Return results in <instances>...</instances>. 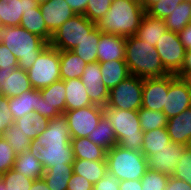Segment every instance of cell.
<instances>
[{
    "label": "cell",
    "instance_id": "obj_1",
    "mask_svg": "<svg viewBox=\"0 0 191 190\" xmlns=\"http://www.w3.org/2000/svg\"><path fill=\"white\" fill-rule=\"evenodd\" d=\"M145 13L139 0H112L96 27L104 34L130 37L136 35Z\"/></svg>",
    "mask_w": 191,
    "mask_h": 190
},
{
    "label": "cell",
    "instance_id": "obj_2",
    "mask_svg": "<svg viewBox=\"0 0 191 190\" xmlns=\"http://www.w3.org/2000/svg\"><path fill=\"white\" fill-rule=\"evenodd\" d=\"M125 62L130 75L141 78L166 76L165 70L155 46L144 42L136 35L125 37Z\"/></svg>",
    "mask_w": 191,
    "mask_h": 190
},
{
    "label": "cell",
    "instance_id": "obj_3",
    "mask_svg": "<svg viewBox=\"0 0 191 190\" xmlns=\"http://www.w3.org/2000/svg\"><path fill=\"white\" fill-rule=\"evenodd\" d=\"M0 43L17 58L18 67L28 71L39 54L49 45L43 38L26 29L15 26H0Z\"/></svg>",
    "mask_w": 191,
    "mask_h": 190
},
{
    "label": "cell",
    "instance_id": "obj_4",
    "mask_svg": "<svg viewBox=\"0 0 191 190\" xmlns=\"http://www.w3.org/2000/svg\"><path fill=\"white\" fill-rule=\"evenodd\" d=\"M103 112L111 123L117 144L141 151L144 132L140 126L138 110L111 109L105 106Z\"/></svg>",
    "mask_w": 191,
    "mask_h": 190
},
{
    "label": "cell",
    "instance_id": "obj_5",
    "mask_svg": "<svg viewBox=\"0 0 191 190\" xmlns=\"http://www.w3.org/2000/svg\"><path fill=\"white\" fill-rule=\"evenodd\" d=\"M107 170L120 181L141 180L147 171L144 154L139 150L114 145L106 153Z\"/></svg>",
    "mask_w": 191,
    "mask_h": 190
},
{
    "label": "cell",
    "instance_id": "obj_6",
    "mask_svg": "<svg viewBox=\"0 0 191 190\" xmlns=\"http://www.w3.org/2000/svg\"><path fill=\"white\" fill-rule=\"evenodd\" d=\"M96 27L85 15L76 14L63 23L53 34L49 45L59 51H70L88 37Z\"/></svg>",
    "mask_w": 191,
    "mask_h": 190
},
{
    "label": "cell",
    "instance_id": "obj_7",
    "mask_svg": "<svg viewBox=\"0 0 191 190\" xmlns=\"http://www.w3.org/2000/svg\"><path fill=\"white\" fill-rule=\"evenodd\" d=\"M33 89L40 90L61 79L60 51L48 45L27 71Z\"/></svg>",
    "mask_w": 191,
    "mask_h": 190
},
{
    "label": "cell",
    "instance_id": "obj_8",
    "mask_svg": "<svg viewBox=\"0 0 191 190\" xmlns=\"http://www.w3.org/2000/svg\"><path fill=\"white\" fill-rule=\"evenodd\" d=\"M144 79L130 75L109 91L106 107L120 110H139L142 107Z\"/></svg>",
    "mask_w": 191,
    "mask_h": 190
},
{
    "label": "cell",
    "instance_id": "obj_9",
    "mask_svg": "<svg viewBox=\"0 0 191 190\" xmlns=\"http://www.w3.org/2000/svg\"><path fill=\"white\" fill-rule=\"evenodd\" d=\"M103 108L94 104L80 109L65 111L63 115L68 121L71 138L88 137L104 116Z\"/></svg>",
    "mask_w": 191,
    "mask_h": 190
},
{
    "label": "cell",
    "instance_id": "obj_10",
    "mask_svg": "<svg viewBox=\"0 0 191 190\" xmlns=\"http://www.w3.org/2000/svg\"><path fill=\"white\" fill-rule=\"evenodd\" d=\"M155 47L165 70L169 74L176 75L183 65L186 53L178 33L172 31L164 33Z\"/></svg>",
    "mask_w": 191,
    "mask_h": 190
},
{
    "label": "cell",
    "instance_id": "obj_11",
    "mask_svg": "<svg viewBox=\"0 0 191 190\" xmlns=\"http://www.w3.org/2000/svg\"><path fill=\"white\" fill-rule=\"evenodd\" d=\"M41 99H38L37 113L49 120L64 114L66 89L64 80H58L50 86L40 89Z\"/></svg>",
    "mask_w": 191,
    "mask_h": 190
},
{
    "label": "cell",
    "instance_id": "obj_12",
    "mask_svg": "<svg viewBox=\"0 0 191 190\" xmlns=\"http://www.w3.org/2000/svg\"><path fill=\"white\" fill-rule=\"evenodd\" d=\"M29 151L40 161L46 170L54 165H72L74 153L71 145L42 147L36 139L31 140Z\"/></svg>",
    "mask_w": 191,
    "mask_h": 190
},
{
    "label": "cell",
    "instance_id": "obj_13",
    "mask_svg": "<svg viewBox=\"0 0 191 190\" xmlns=\"http://www.w3.org/2000/svg\"><path fill=\"white\" fill-rule=\"evenodd\" d=\"M191 107V90L175 74H170V86L163 113L167 119L179 115Z\"/></svg>",
    "mask_w": 191,
    "mask_h": 190
},
{
    "label": "cell",
    "instance_id": "obj_14",
    "mask_svg": "<svg viewBox=\"0 0 191 190\" xmlns=\"http://www.w3.org/2000/svg\"><path fill=\"white\" fill-rule=\"evenodd\" d=\"M186 149L187 146L175 144L171 141L167 144V147L160 150V152H154L145 157L147 168L172 176Z\"/></svg>",
    "mask_w": 191,
    "mask_h": 190
},
{
    "label": "cell",
    "instance_id": "obj_15",
    "mask_svg": "<svg viewBox=\"0 0 191 190\" xmlns=\"http://www.w3.org/2000/svg\"><path fill=\"white\" fill-rule=\"evenodd\" d=\"M102 78L100 63L98 61L87 63L81 81L86 87L91 102L105 107L109 99V89L104 85Z\"/></svg>",
    "mask_w": 191,
    "mask_h": 190
},
{
    "label": "cell",
    "instance_id": "obj_16",
    "mask_svg": "<svg viewBox=\"0 0 191 190\" xmlns=\"http://www.w3.org/2000/svg\"><path fill=\"white\" fill-rule=\"evenodd\" d=\"M169 86L170 74L144 78L142 107L153 111H163Z\"/></svg>",
    "mask_w": 191,
    "mask_h": 190
},
{
    "label": "cell",
    "instance_id": "obj_17",
    "mask_svg": "<svg viewBox=\"0 0 191 190\" xmlns=\"http://www.w3.org/2000/svg\"><path fill=\"white\" fill-rule=\"evenodd\" d=\"M71 139L68 121L63 114L50 119L47 128L36 138L44 148L55 145H71Z\"/></svg>",
    "mask_w": 191,
    "mask_h": 190
},
{
    "label": "cell",
    "instance_id": "obj_18",
    "mask_svg": "<svg viewBox=\"0 0 191 190\" xmlns=\"http://www.w3.org/2000/svg\"><path fill=\"white\" fill-rule=\"evenodd\" d=\"M31 89L27 71L19 67L13 72L0 69V95L13 98Z\"/></svg>",
    "mask_w": 191,
    "mask_h": 190
},
{
    "label": "cell",
    "instance_id": "obj_19",
    "mask_svg": "<svg viewBox=\"0 0 191 190\" xmlns=\"http://www.w3.org/2000/svg\"><path fill=\"white\" fill-rule=\"evenodd\" d=\"M39 7L46 27L52 34L63 23L76 15L65 0H48Z\"/></svg>",
    "mask_w": 191,
    "mask_h": 190
},
{
    "label": "cell",
    "instance_id": "obj_20",
    "mask_svg": "<svg viewBox=\"0 0 191 190\" xmlns=\"http://www.w3.org/2000/svg\"><path fill=\"white\" fill-rule=\"evenodd\" d=\"M33 8H39L34 0H0L1 26H19L23 13Z\"/></svg>",
    "mask_w": 191,
    "mask_h": 190
},
{
    "label": "cell",
    "instance_id": "obj_21",
    "mask_svg": "<svg viewBox=\"0 0 191 190\" xmlns=\"http://www.w3.org/2000/svg\"><path fill=\"white\" fill-rule=\"evenodd\" d=\"M98 62H111L125 59V37L120 35L100 33L97 48Z\"/></svg>",
    "mask_w": 191,
    "mask_h": 190
},
{
    "label": "cell",
    "instance_id": "obj_22",
    "mask_svg": "<svg viewBox=\"0 0 191 190\" xmlns=\"http://www.w3.org/2000/svg\"><path fill=\"white\" fill-rule=\"evenodd\" d=\"M166 129L173 143L187 146L191 138V107L167 119Z\"/></svg>",
    "mask_w": 191,
    "mask_h": 190
},
{
    "label": "cell",
    "instance_id": "obj_23",
    "mask_svg": "<svg viewBox=\"0 0 191 190\" xmlns=\"http://www.w3.org/2000/svg\"><path fill=\"white\" fill-rule=\"evenodd\" d=\"M64 85L66 89L65 111L94 105L81 78L65 80Z\"/></svg>",
    "mask_w": 191,
    "mask_h": 190
},
{
    "label": "cell",
    "instance_id": "obj_24",
    "mask_svg": "<svg viewBox=\"0 0 191 190\" xmlns=\"http://www.w3.org/2000/svg\"><path fill=\"white\" fill-rule=\"evenodd\" d=\"M168 31L164 19L153 17L145 13L136 36L144 42L156 46L162 35Z\"/></svg>",
    "mask_w": 191,
    "mask_h": 190
},
{
    "label": "cell",
    "instance_id": "obj_25",
    "mask_svg": "<svg viewBox=\"0 0 191 190\" xmlns=\"http://www.w3.org/2000/svg\"><path fill=\"white\" fill-rule=\"evenodd\" d=\"M38 99H41V92L37 89H31L17 97L9 98V108L14 121L27 113H37Z\"/></svg>",
    "mask_w": 191,
    "mask_h": 190
},
{
    "label": "cell",
    "instance_id": "obj_26",
    "mask_svg": "<svg viewBox=\"0 0 191 190\" xmlns=\"http://www.w3.org/2000/svg\"><path fill=\"white\" fill-rule=\"evenodd\" d=\"M70 143L74 153V159L106 161L107 151L97 144H94L88 137L72 138Z\"/></svg>",
    "mask_w": 191,
    "mask_h": 190
},
{
    "label": "cell",
    "instance_id": "obj_27",
    "mask_svg": "<svg viewBox=\"0 0 191 190\" xmlns=\"http://www.w3.org/2000/svg\"><path fill=\"white\" fill-rule=\"evenodd\" d=\"M99 63L103 76L102 81L109 91L130 76L125 60H113L111 62Z\"/></svg>",
    "mask_w": 191,
    "mask_h": 190
},
{
    "label": "cell",
    "instance_id": "obj_28",
    "mask_svg": "<svg viewBox=\"0 0 191 190\" xmlns=\"http://www.w3.org/2000/svg\"><path fill=\"white\" fill-rule=\"evenodd\" d=\"M72 166L74 174L86 178L93 185L100 181L108 171L106 161L74 159Z\"/></svg>",
    "mask_w": 191,
    "mask_h": 190
},
{
    "label": "cell",
    "instance_id": "obj_29",
    "mask_svg": "<svg viewBox=\"0 0 191 190\" xmlns=\"http://www.w3.org/2000/svg\"><path fill=\"white\" fill-rule=\"evenodd\" d=\"M87 63L70 51H60L61 80L81 78Z\"/></svg>",
    "mask_w": 191,
    "mask_h": 190
},
{
    "label": "cell",
    "instance_id": "obj_30",
    "mask_svg": "<svg viewBox=\"0 0 191 190\" xmlns=\"http://www.w3.org/2000/svg\"><path fill=\"white\" fill-rule=\"evenodd\" d=\"M19 26L33 34L40 36L48 43L51 40L52 33L46 27L40 7L33 8L26 13H23Z\"/></svg>",
    "mask_w": 191,
    "mask_h": 190
},
{
    "label": "cell",
    "instance_id": "obj_31",
    "mask_svg": "<svg viewBox=\"0 0 191 190\" xmlns=\"http://www.w3.org/2000/svg\"><path fill=\"white\" fill-rule=\"evenodd\" d=\"M13 169L25 177L34 180L42 178L45 172L43 165L29 150L16 156Z\"/></svg>",
    "mask_w": 191,
    "mask_h": 190
},
{
    "label": "cell",
    "instance_id": "obj_32",
    "mask_svg": "<svg viewBox=\"0 0 191 190\" xmlns=\"http://www.w3.org/2000/svg\"><path fill=\"white\" fill-rule=\"evenodd\" d=\"M72 174V165H54L45 170L42 178L50 190H67Z\"/></svg>",
    "mask_w": 191,
    "mask_h": 190
},
{
    "label": "cell",
    "instance_id": "obj_33",
    "mask_svg": "<svg viewBox=\"0 0 191 190\" xmlns=\"http://www.w3.org/2000/svg\"><path fill=\"white\" fill-rule=\"evenodd\" d=\"M49 119L36 112L27 113L15 120V124L22 132L28 135L30 140H34L41 135L48 126Z\"/></svg>",
    "mask_w": 191,
    "mask_h": 190
},
{
    "label": "cell",
    "instance_id": "obj_34",
    "mask_svg": "<svg viewBox=\"0 0 191 190\" xmlns=\"http://www.w3.org/2000/svg\"><path fill=\"white\" fill-rule=\"evenodd\" d=\"M171 142L166 128L154 129L144 132L141 152L144 156H149L154 152H160Z\"/></svg>",
    "mask_w": 191,
    "mask_h": 190
},
{
    "label": "cell",
    "instance_id": "obj_35",
    "mask_svg": "<svg viewBox=\"0 0 191 190\" xmlns=\"http://www.w3.org/2000/svg\"><path fill=\"white\" fill-rule=\"evenodd\" d=\"M101 31L95 27L88 37L83 39L78 46L71 51L78 55L84 62L92 63L97 61V48L100 41Z\"/></svg>",
    "mask_w": 191,
    "mask_h": 190
},
{
    "label": "cell",
    "instance_id": "obj_36",
    "mask_svg": "<svg viewBox=\"0 0 191 190\" xmlns=\"http://www.w3.org/2000/svg\"><path fill=\"white\" fill-rule=\"evenodd\" d=\"M169 31L179 33L191 23V3L182 1L172 13L164 19Z\"/></svg>",
    "mask_w": 191,
    "mask_h": 190
},
{
    "label": "cell",
    "instance_id": "obj_37",
    "mask_svg": "<svg viewBox=\"0 0 191 190\" xmlns=\"http://www.w3.org/2000/svg\"><path fill=\"white\" fill-rule=\"evenodd\" d=\"M88 138L106 151L110 150L114 145H117L116 136L111 123L104 116Z\"/></svg>",
    "mask_w": 191,
    "mask_h": 190
},
{
    "label": "cell",
    "instance_id": "obj_38",
    "mask_svg": "<svg viewBox=\"0 0 191 190\" xmlns=\"http://www.w3.org/2000/svg\"><path fill=\"white\" fill-rule=\"evenodd\" d=\"M2 138L8 141L16 156L29 150L31 140L15 123H12L3 133Z\"/></svg>",
    "mask_w": 191,
    "mask_h": 190
},
{
    "label": "cell",
    "instance_id": "obj_39",
    "mask_svg": "<svg viewBox=\"0 0 191 190\" xmlns=\"http://www.w3.org/2000/svg\"><path fill=\"white\" fill-rule=\"evenodd\" d=\"M140 126L143 132L166 128L167 118L163 111H153L141 107L138 110Z\"/></svg>",
    "mask_w": 191,
    "mask_h": 190
},
{
    "label": "cell",
    "instance_id": "obj_40",
    "mask_svg": "<svg viewBox=\"0 0 191 190\" xmlns=\"http://www.w3.org/2000/svg\"><path fill=\"white\" fill-rule=\"evenodd\" d=\"M34 179L27 178L13 168L3 174V185L6 190H30Z\"/></svg>",
    "mask_w": 191,
    "mask_h": 190
},
{
    "label": "cell",
    "instance_id": "obj_41",
    "mask_svg": "<svg viewBox=\"0 0 191 190\" xmlns=\"http://www.w3.org/2000/svg\"><path fill=\"white\" fill-rule=\"evenodd\" d=\"M169 176L151 169H147L141 179L142 190H165Z\"/></svg>",
    "mask_w": 191,
    "mask_h": 190
},
{
    "label": "cell",
    "instance_id": "obj_42",
    "mask_svg": "<svg viewBox=\"0 0 191 190\" xmlns=\"http://www.w3.org/2000/svg\"><path fill=\"white\" fill-rule=\"evenodd\" d=\"M112 0H89L85 16L92 22H98L108 12Z\"/></svg>",
    "mask_w": 191,
    "mask_h": 190
},
{
    "label": "cell",
    "instance_id": "obj_43",
    "mask_svg": "<svg viewBox=\"0 0 191 190\" xmlns=\"http://www.w3.org/2000/svg\"><path fill=\"white\" fill-rule=\"evenodd\" d=\"M182 2V0H159L157 3L152 5L146 13L150 16L157 17L160 19L167 18L174 9Z\"/></svg>",
    "mask_w": 191,
    "mask_h": 190
},
{
    "label": "cell",
    "instance_id": "obj_44",
    "mask_svg": "<svg viewBox=\"0 0 191 190\" xmlns=\"http://www.w3.org/2000/svg\"><path fill=\"white\" fill-rule=\"evenodd\" d=\"M16 154L5 139L0 136V173L4 174L14 166Z\"/></svg>",
    "mask_w": 191,
    "mask_h": 190
},
{
    "label": "cell",
    "instance_id": "obj_45",
    "mask_svg": "<svg viewBox=\"0 0 191 190\" xmlns=\"http://www.w3.org/2000/svg\"><path fill=\"white\" fill-rule=\"evenodd\" d=\"M172 176L186 181L191 186V152L188 149L184 151Z\"/></svg>",
    "mask_w": 191,
    "mask_h": 190
},
{
    "label": "cell",
    "instance_id": "obj_46",
    "mask_svg": "<svg viewBox=\"0 0 191 190\" xmlns=\"http://www.w3.org/2000/svg\"><path fill=\"white\" fill-rule=\"evenodd\" d=\"M12 123L15 121L9 108V98L0 95V136Z\"/></svg>",
    "mask_w": 191,
    "mask_h": 190
},
{
    "label": "cell",
    "instance_id": "obj_47",
    "mask_svg": "<svg viewBox=\"0 0 191 190\" xmlns=\"http://www.w3.org/2000/svg\"><path fill=\"white\" fill-rule=\"evenodd\" d=\"M18 68L17 58L10 52L8 47L0 43V69L13 72Z\"/></svg>",
    "mask_w": 191,
    "mask_h": 190
},
{
    "label": "cell",
    "instance_id": "obj_48",
    "mask_svg": "<svg viewBox=\"0 0 191 190\" xmlns=\"http://www.w3.org/2000/svg\"><path fill=\"white\" fill-rule=\"evenodd\" d=\"M120 180L107 171L105 176L94 184L93 190H119Z\"/></svg>",
    "mask_w": 191,
    "mask_h": 190
},
{
    "label": "cell",
    "instance_id": "obj_49",
    "mask_svg": "<svg viewBox=\"0 0 191 190\" xmlns=\"http://www.w3.org/2000/svg\"><path fill=\"white\" fill-rule=\"evenodd\" d=\"M93 186L86 178L73 173L68 182L67 190H93Z\"/></svg>",
    "mask_w": 191,
    "mask_h": 190
},
{
    "label": "cell",
    "instance_id": "obj_50",
    "mask_svg": "<svg viewBox=\"0 0 191 190\" xmlns=\"http://www.w3.org/2000/svg\"><path fill=\"white\" fill-rule=\"evenodd\" d=\"M165 190H191V186L184 180L169 176Z\"/></svg>",
    "mask_w": 191,
    "mask_h": 190
},
{
    "label": "cell",
    "instance_id": "obj_51",
    "mask_svg": "<svg viewBox=\"0 0 191 190\" xmlns=\"http://www.w3.org/2000/svg\"><path fill=\"white\" fill-rule=\"evenodd\" d=\"M75 14H85L89 0H65Z\"/></svg>",
    "mask_w": 191,
    "mask_h": 190
},
{
    "label": "cell",
    "instance_id": "obj_52",
    "mask_svg": "<svg viewBox=\"0 0 191 190\" xmlns=\"http://www.w3.org/2000/svg\"><path fill=\"white\" fill-rule=\"evenodd\" d=\"M180 42L186 50H191V23L178 33Z\"/></svg>",
    "mask_w": 191,
    "mask_h": 190
},
{
    "label": "cell",
    "instance_id": "obj_53",
    "mask_svg": "<svg viewBox=\"0 0 191 190\" xmlns=\"http://www.w3.org/2000/svg\"><path fill=\"white\" fill-rule=\"evenodd\" d=\"M119 190H142L141 180L120 181Z\"/></svg>",
    "mask_w": 191,
    "mask_h": 190
},
{
    "label": "cell",
    "instance_id": "obj_54",
    "mask_svg": "<svg viewBox=\"0 0 191 190\" xmlns=\"http://www.w3.org/2000/svg\"><path fill=\"white\" fill-rule=\"evenodd\" d=\"M185 70H191V50H186L183 65L176 76L179 77Z\"/></svg>",
    "mask_w": 191,
    "mask_h": 190
},
{
    "label": "cell",
    "instance_id": "obj_55",
    "mask_svg": "<svg viewBox=\"0 0 191 190\" xmlns=\"http://www.w3.org/2000/svg\"><path fill=\"white\" fill-rule=\"evenodd\" d=\"M30 190H50L43 178L35 179Z\"/></svg>",
    "mask_w": 191,
    "mask_h": 190
},
{
    "label": "cell",
    "instance_id": "obj_56",
    "mask_svg": "<svg viewBox=\"0 0 191 190\" xmlns=\"http://www.w3.org/2000/svg\"><path fill=\"white\" fill-rule=\"evenodd\" d=\"M178 78L191 90V70H185Z\"/></svg>",
    "mask_w": 191,
    "mask_h": 190
},
{
    "label": "cell",
    "instance_id": "obj_57",
    "mask_svg": "<svg viewBox=\"0 0 191 190\" xmlns=\"http://www.w3.org/2000/svg\"><path fill=\"white\" fill-rule=\"evenodd\" d=\"M143 9L147 11L152 5L157 3L159 0H139Z\"/></svg>",
    "mask_w": 191,
    "mask_h": 190
},
{
    "label": "cell",
    "instance_id": "obj_58",
    "mask_svg": "<svg viewBox=\"0 0 191 190\" xmlns=\"http://www.w3.org/2000/svg\"><path fill=\"white\" fill-rule=\"evenodd\" d=\"M0 190H6L3 185V174L0 173Z\"/></svg>",
    "mask_w": 191,
    "mask_h": 190
},
{
    "label": "cell",
    "instance_id": "obj_59",
    "mask_svg": "<svg viewBox=\"0 0 191 190\" xmlns=\"http://www.w3.org/2000/svg\"><path fill=\"white\" fill-rule=\"evenodd\" d=\"M47 1L48 0H34V2L37 3L38 5L44 4Z\"/></svg>",
    "mask_w": 191,
    "mask_h": 190
},
{
    "label": "cell",
    "instance_id": "obj_60",
    "mask_svg": "<svg viewBox=\"0 0 191 190\" xmlns=\"http://www.w3.org/2000/svg\"><path fill=\"white\" fill-rule=\"evenodd\" d=\"M187 149L191 152V138H190V140H189V142L187 144Z\"/></svg>",
    "mask_w": 191,
    "mask_h": 190
},
{
    "label": "cell",
    "instance_id": "obj_61",
    "mask_svg": "<svg viewBox=\"0 0 191 190\" xmlns=\"http://www.w3.org/2000/svg\"><path fill=\"white\" fill-rule=\"evenodd\" d=\"M182 1H185V2H189V3H191V0H182Z\"/></svg>",
    "mask_w": 191,
    "mask_h": 190
}]
</instances>
